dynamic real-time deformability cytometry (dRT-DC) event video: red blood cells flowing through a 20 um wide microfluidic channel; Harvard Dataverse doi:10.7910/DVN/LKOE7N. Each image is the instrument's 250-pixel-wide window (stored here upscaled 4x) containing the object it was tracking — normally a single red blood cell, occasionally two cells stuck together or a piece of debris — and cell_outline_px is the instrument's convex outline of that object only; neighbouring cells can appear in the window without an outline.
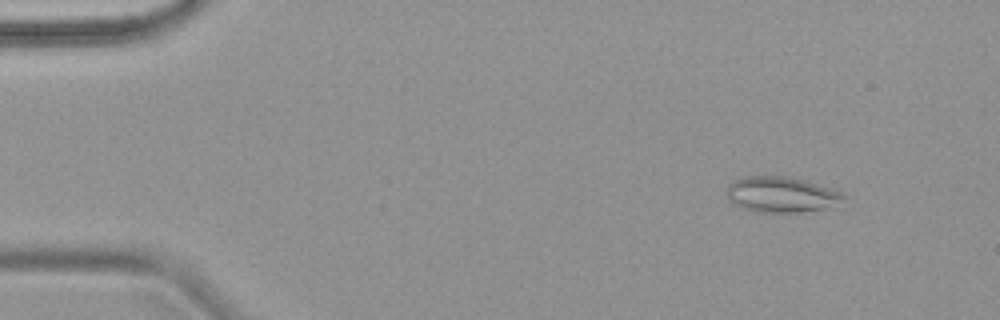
{"species": "common noctule bat (a hibernating species)", "species_latin": "Nyctalus noctula", "temperature_condition": "warm", "stored_images_in_passage": 5, "camera_frame_rate_fps": 3000, "um_per_image_px": 0.085, "animal": {"sex": "female", "body_mass_g": 18.4}, "frame": {"image": 1, "passage_image": 1, "time_ms": 0.0, "image_size_px": [1000, 320], "cell_outline_px": [[848, 196], [824, 208], [800, 212], [756, 212], [732, 204], [728, 200], [728, 184], [744, 176], [788, 176], [804, 180], [832, 188], [844, 192]], "centroid_in_image_um": [66.39, 16.52], "position_along_channel_um": 18.6, "area_um2": 24.1}}